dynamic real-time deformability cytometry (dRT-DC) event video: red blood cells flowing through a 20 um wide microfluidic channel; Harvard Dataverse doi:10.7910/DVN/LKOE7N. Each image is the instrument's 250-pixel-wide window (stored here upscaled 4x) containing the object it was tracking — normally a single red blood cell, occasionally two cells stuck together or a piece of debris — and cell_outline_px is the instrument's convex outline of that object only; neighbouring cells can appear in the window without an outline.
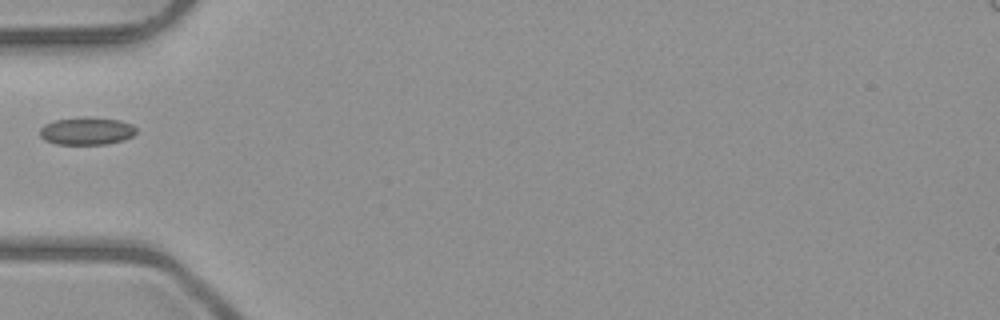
{"species": "common noctule bat (a hibernating species)", "species_latin": "Nyctalus noctula", "temperature_condition": "room temperature", "stored_images_in_passage": 4, "camera_frame_rate_fps": 3000, "um_per_image_px": 0.085, "animal": {"sex": "male", "body_mass_g": 23.1, "forearm_length_mm": 52.7}, "frame": {"image": 1, "passage_image": 3, "time_ms": 2.333, "image_size_px": [1000, 320], "cell_outline_px": [[136, 132], [132, 136], [124, 140], [108, 144], [56, 144], [44, 140], [40, 136], [40, 128], [44, 124], [56, 120], [80, 116], [92, 116], [120, 120], [132, 124], [136, 128]], "centroid_in_image_um": [7.37, 11.12], "position_along_channel_um": 77.6, "area_um2": 15.84}}
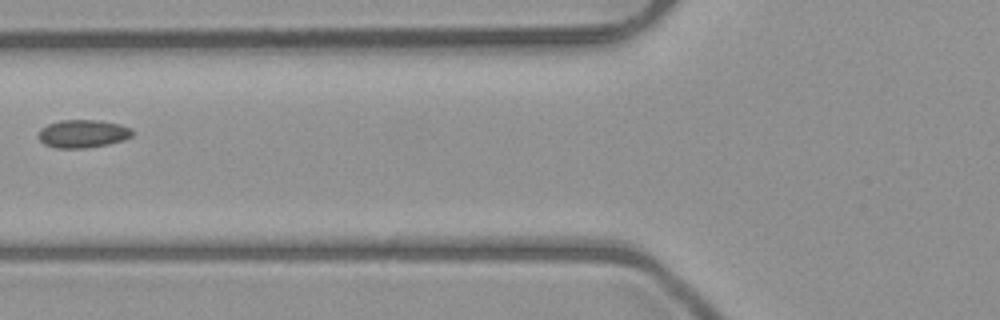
{"frame": {"image": 2, "passage_image": 4, "time_ms": 3.333, "image_size_px": [1000, 320], "cell_outline_px": [[136, 132], [132, 136], [124, 140], [108, 144], [84, 148], [56, 148], [44, 144], [36, 136], [40, 128], [48, 124], [60, 120], [96, 120], [120, 124], [132, 128]], "centroid_in_image_um": [7.04, 11.36], "position_along_channel_um": 118.8, "area_um2": 15.55}}